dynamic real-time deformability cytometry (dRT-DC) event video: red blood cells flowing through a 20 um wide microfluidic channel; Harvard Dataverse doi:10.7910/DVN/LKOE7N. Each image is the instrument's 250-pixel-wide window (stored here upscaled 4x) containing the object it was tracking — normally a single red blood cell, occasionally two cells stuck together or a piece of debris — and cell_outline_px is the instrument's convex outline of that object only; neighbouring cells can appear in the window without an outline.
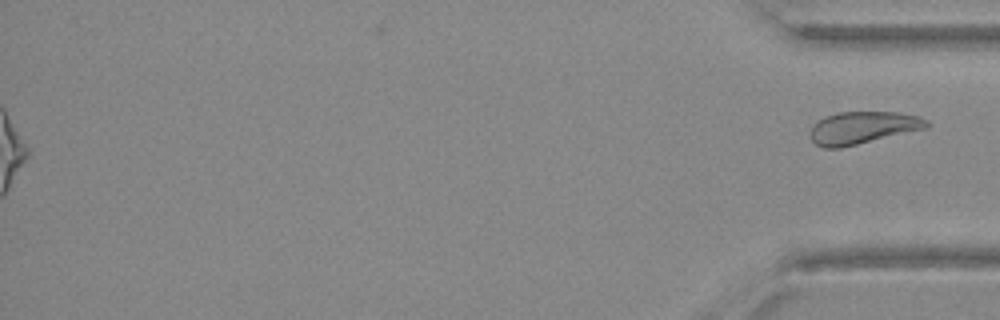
{"species": "Egyptian fruit bat (a non-hibernating species)", "species_latin": "Rousettus aegyptiacus", "temperature_condition": "warm", "stored_images_in_passage": 37, "segment_of_instrument_passage": [2, 2], "camera_frame_rate_fps": 3000, "um_per_image_px": 0.085, "animal": {"sex": "female"}, "frame": {"image": 1, "passage_image": 37, "time_ms": 12.0, "image_size_px": [1000, 320], "cell_outline_px": [[932, 124], [928, 128], [840, 148], [824, 148], [816, 144], [808, 136], [808, 132], [812, 124], [816, 120], [824, 116], [836, 112], [900, 112], [920, 116], [928, 120]], "centroid_in_image_um": [73.32, 10.84], "position_along_channel_um": 361.9, "area_um2": 22.48}}